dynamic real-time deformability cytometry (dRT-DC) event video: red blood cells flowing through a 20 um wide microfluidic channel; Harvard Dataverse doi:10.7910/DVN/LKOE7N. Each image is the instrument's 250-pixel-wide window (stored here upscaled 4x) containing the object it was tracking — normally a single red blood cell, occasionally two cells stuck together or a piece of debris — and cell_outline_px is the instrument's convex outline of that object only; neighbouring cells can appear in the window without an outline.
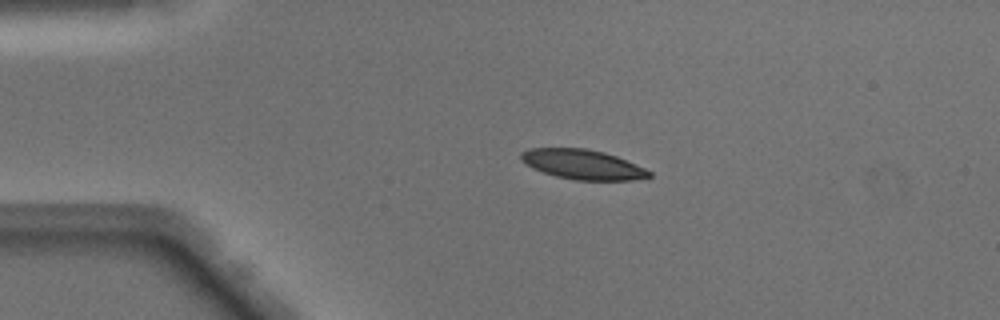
{"species": "Egyptian fruit bat (a non-hibernating species)", "species_latin": "Rousettus aegyptiacus", "temperature_condition": "warm", "stored_images_in_passage": 40, "camera_frame_rate_fps": 3000, "um_per_image_px": 0.085, "animal": {"sex": "male"}, "frame": {"image": 1, "passage_image": 1, "time_ms": 0.0, "image_size_px": [1000, 320], "cell_outline_px": [[652, 176], [632, 180], [576, 180], [556, 176], [532, 168], [520, 160], [520, 152], [528, 148], [584, 148], [604, 152], [616, 156], [644, 168], [652, 172]], "centroid_in_image_um": [49.49, 13.97], "position_along_channel_um": 35.5, "area_um2": 22.14}}
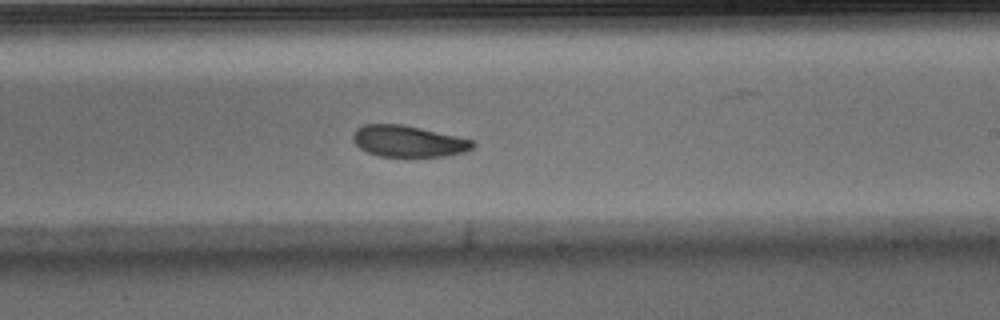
{"frame": {"image": 2, "passage_image": 20, "time_ms": 6.333, "image_size_px": [1000, 320], "cell_outline_px": [[476, 144], [472, 148], [464, 152], [444, 156], [380, 156], [368, 152], [360, 148], [352, 140], [352, 132], [356, 128], [364, 124], [400, 124], [420, 128], [456, 136], [472, 140]], "centroid_in_image_um": [34.66, 12.0], "position_along_channel_um": 254.3, "area_um2": 21.73}}
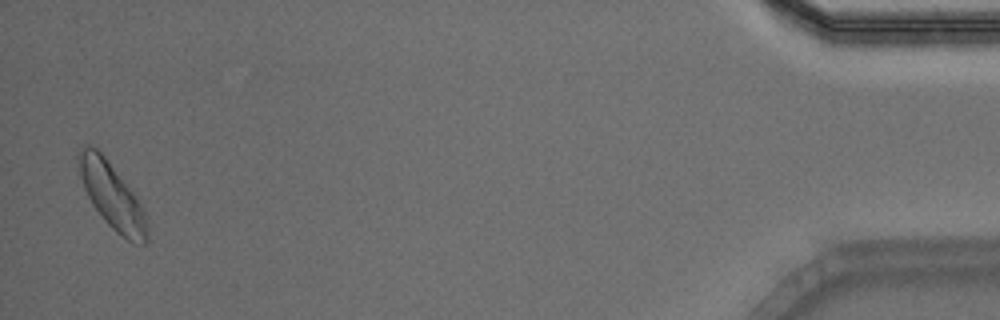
{"frame": {"image": 3, "passage_image": 39, "time_ms": 12.667, "image_size_px": [1000, 320], "cell_outline_px": [[148, 240], [144, 244], [132, 244], [120, 236], [104, 220], [92, 204], [84, 188], [80, 176], [80, 152], [84, 144], [88, 144], [96, 148], [104, 156], [136, 196], [144, 208], [148, 224]], "centroid_in_image_um": [9.58, 16.73], "position_along_channel_um": 425.6, "area_um2": 26.01}, "authors_computed_cell_mechanics": {"area_um2": 23.2934, "velocity_mm_per_s": 4.0706, "shape_relaxation_time_tau1_ms": 2.6053, "shape_relaxation_time_tau2_ms": 8.0917, "deformation_change_tau1": 0.1003, "deformation_change_tau2": 0.1502}}